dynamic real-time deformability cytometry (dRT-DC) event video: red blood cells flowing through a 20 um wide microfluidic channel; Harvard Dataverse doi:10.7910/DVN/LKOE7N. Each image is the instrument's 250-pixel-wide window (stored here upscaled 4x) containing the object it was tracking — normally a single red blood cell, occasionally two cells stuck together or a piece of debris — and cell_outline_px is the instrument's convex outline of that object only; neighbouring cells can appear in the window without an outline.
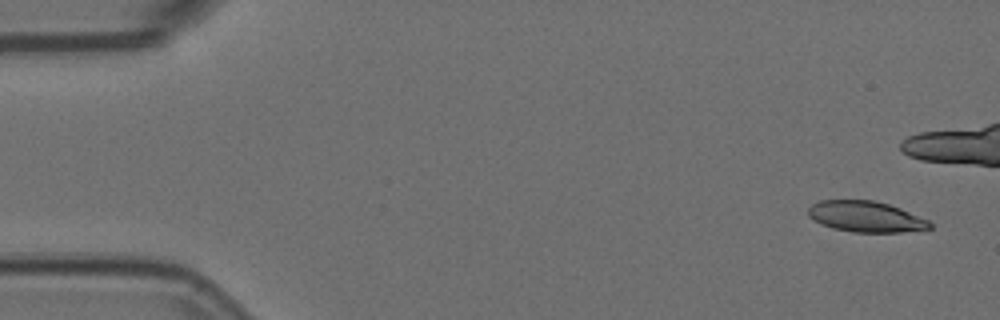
{"species": "Egyptian fruit bat (a non-hibernating species)", "species_latin": "Rousettus aegyptiacus", "temperature_condition": "room temperature", "stored_images_in_passage": 5, "segment_of_instrument_passage": [2, 2], "camera_frame_rate_fps": 3000, "um_per_image_px": 0.085, "animal": {"sex": "female"}, "frame": {"image": 1, "passage_image": 5, "time_ms": 1.333, "image_size_px": [1000, 320], "cell_outline_px": [[932, 228], [900, 232], [852, 232], [832, 228], [820, 224], [812, 220], [808, 216], [808, 208], [812, 204], [820, 200], [872, 200], [888, 204], [900, 208], [928, 220], [932, 224]], "centroid_in_image_um": [73.55, 18.41], "position_along_channel_um": 11.5, "area_um2": 21.91}}